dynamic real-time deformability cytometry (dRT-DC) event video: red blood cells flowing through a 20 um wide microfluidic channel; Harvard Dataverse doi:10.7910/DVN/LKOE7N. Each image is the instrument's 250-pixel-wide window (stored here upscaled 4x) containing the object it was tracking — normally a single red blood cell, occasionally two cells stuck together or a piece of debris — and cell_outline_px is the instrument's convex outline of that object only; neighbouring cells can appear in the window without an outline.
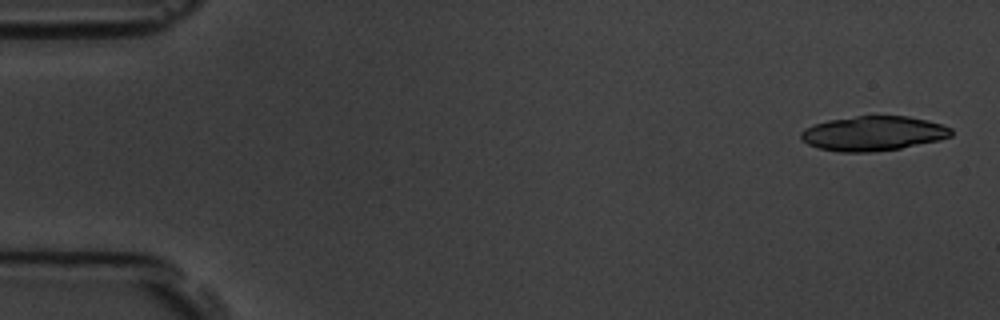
{"species": "common noctule bat (a hibernating species)", "species_latin": "Nyctalus noctula", "temperature_condition": "room temperature", "stored_images_in_passage": 6, "camera_frame_rate_fps": 3000, "um_per_image_px": 0.085, "animal": {"sex": "male", "body_mass_g": 19.5, "forearm_length_mm": 54.6}, "frame": {"image": 1, "passage_image": 1, "time_ms": 0.0, "image_size_px": [1000, 320], "cell_outline_px": [[952, 136], [940, 140], [900, 148], [872, 152], [840, 152], [820, 148], [808, 144], [800, 136], [800, 132], [804, 128], [828, 120], [856, 116], [908, 116], [928, 120], [952, 128]], "centroid_in_image_um": [74.24, 11.34], "position_along_channel_um": 10.8, "area_um2": 30.23}}
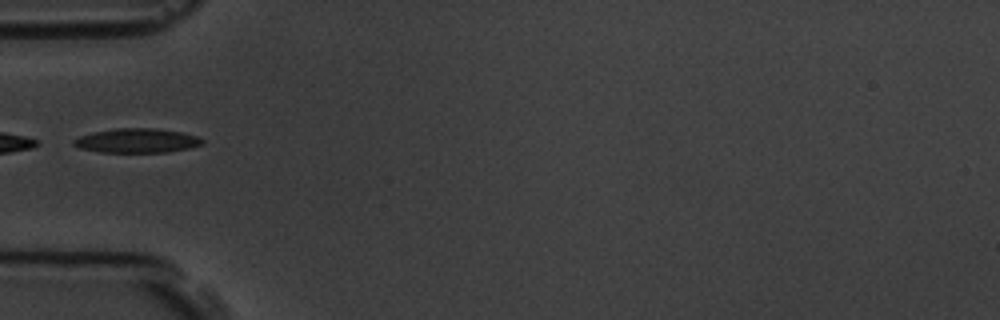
{"frame": {"image": 2, "passage_image": 6, "time_ms": 5.333, "image_size_px": [1000, 320], "cell_outline_px": [[204, 144], [188, 148], [168, 152], [100, 152], [80, 148], [72, 144], [72, 140], [80, 136], [92, 132], [116, 128], [156, 128], [180, 132], [196, 136], [204, 140]], "centroid_in_image_um": [11.62, 11.95], "position_along_channel_um": 73.4, "area_um2": 18.21}}